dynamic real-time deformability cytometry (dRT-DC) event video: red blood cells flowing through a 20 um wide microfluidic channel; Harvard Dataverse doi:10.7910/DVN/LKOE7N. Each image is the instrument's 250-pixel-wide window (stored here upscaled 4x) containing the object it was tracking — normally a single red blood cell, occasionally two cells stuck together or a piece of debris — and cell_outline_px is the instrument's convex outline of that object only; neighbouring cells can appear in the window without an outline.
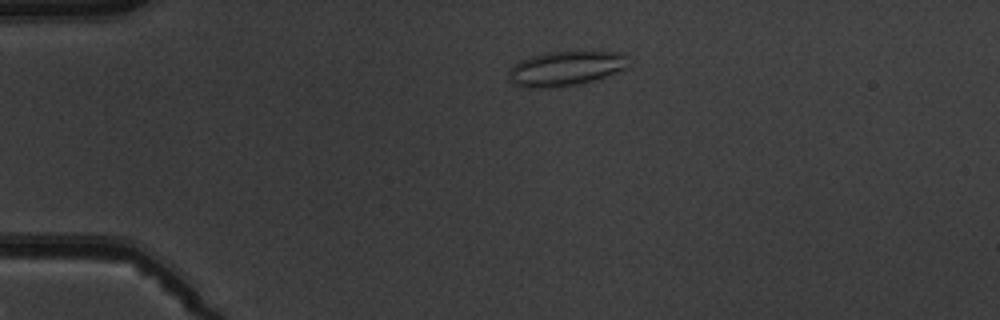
{"species": "common noctule bat (a hibernating species)", "species_latin": "Nyctalus noctula", "temperature_condition": "warm", "stored_images_in_passage": 4, "camera_frame_rate_fps": 3000, "um_per_image_px": 0.085, "animal": {"sex": "male", "body_mass_g": 19.5, "forearm_length_mm": 54.6}, "frame": {"image": 1, "passage_image": 3, "time_ms": 2.333, "image_size_px": [1000, 320], "cell_outline_px": [[628, 68], [592, 80], [576, 84], [548, 88], [520, 88], [512, 84], [508, 80], [508, 72], [512, 64], [520, 60], [532, 56], [548, 52], [624, 52], [628, 56]], "centroid_in_image_um": [48.02, 5.83], "position_along_channel_um": 37.0, "area_um2": 24.33}}